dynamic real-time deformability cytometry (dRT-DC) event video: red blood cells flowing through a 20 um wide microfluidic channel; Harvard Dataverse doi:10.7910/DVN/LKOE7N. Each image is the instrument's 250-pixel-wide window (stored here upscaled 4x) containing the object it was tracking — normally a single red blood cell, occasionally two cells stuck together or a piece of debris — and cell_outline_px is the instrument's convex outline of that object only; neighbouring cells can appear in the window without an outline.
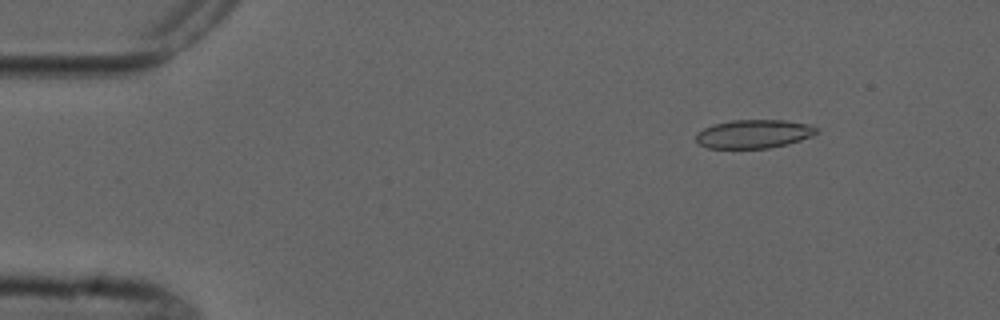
{"species": "common noctule bat (a hibernating species)", "species_latin": "Nyctalus noctula", "temperature_condition": "cold", "stored_images_in_passage": 4, "camera_frame_rate_fps": 3000, "um_per_image_px": 0.085, "animal": {"sex": "male", "forearm_length_mm": 52.5}, "frame": {"image": 1, "passage_image": 2, "time_ms": 1.0, "image_size_px": [1000, 320], "cell_outline_px": [[820, 128], [812, 136], [788, 144], [768, 148], [708, 148], [700, 144], [696, 140], [696, 136], [704, 128], [712, 124], [732, 120], [784, 120], [808, 124]], "centroid_in_image_um": [64.09, 11.38], "position_along_channel_um": 20.9, "area_um2": 20.0}}